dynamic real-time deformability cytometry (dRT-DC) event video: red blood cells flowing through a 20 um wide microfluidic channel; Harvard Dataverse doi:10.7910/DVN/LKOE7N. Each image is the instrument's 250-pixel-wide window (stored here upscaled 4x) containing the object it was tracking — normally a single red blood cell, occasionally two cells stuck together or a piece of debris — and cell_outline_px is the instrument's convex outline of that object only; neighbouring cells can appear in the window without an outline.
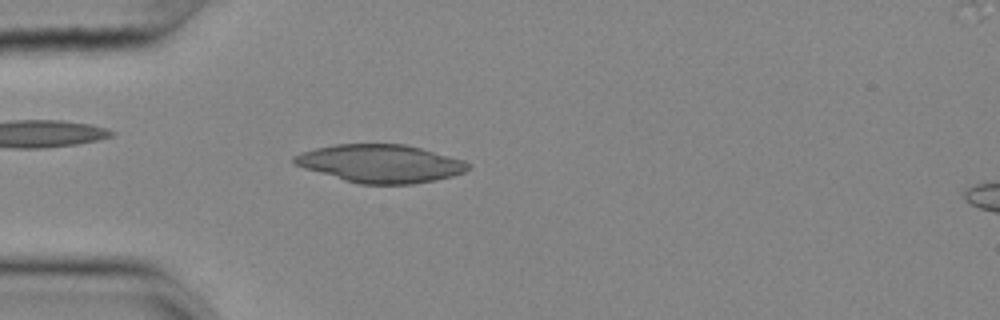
{"species": "common noctule bat (a hibernating species)", "species_latin": "Nyctalus noctula", "temperature_condition": "cold", "stored_images_in_passage": 54, "camera_frame_rate_fps": 3000, "um_per_image_px": 0.085, "animal": {"sex": "female", "body_mass_g": 25.1}, "frame": {"image": 1, "passage_image": 15, "time_ms": 4.667, "image_size_px": [1000, 320], "cell_outline_px": [[472, 168], [464, 172], [452, 176], [436, 180], [412, 184], [360, 184], [344, 180], [304, 168], [292, 164], [292, 156], [300, 152], [316, 148], [336, 144], [404, 144], [420, 148], [464, 160], [472, 164]], "centroid_in_image_um": [32.34, 13.9], "position_along_channel_um": 52.7, "area_um2": 38.61}}
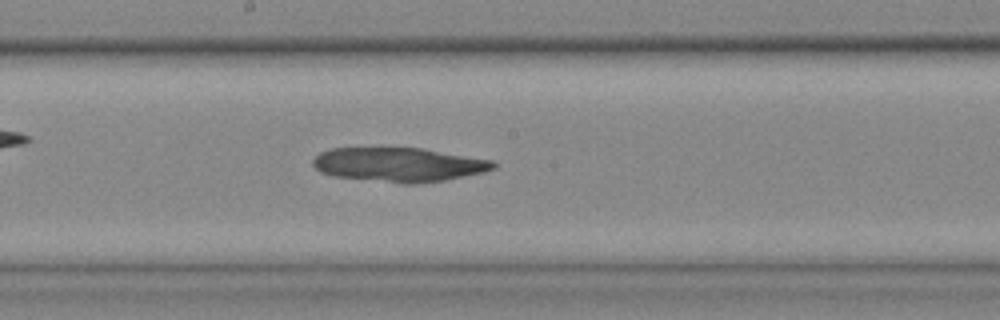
{"frame": {"image": 2, "passage_image": 29, "time_ms": 9.333, "image_size_px": [1000, 320], "cell_outline_px": [[496, 168], [484, 172], [444, 180], [416, 184], [404, 184], [332, 176], [320, 172], [312, 164], [312, 160], [320, 152], [332, 148], [424, 148], [492, 160], [496, 164]], "centroid_in_image_um": [33.9, 13.99], "position_along_channel_um": 214.3, "area_um2": 36.07}}
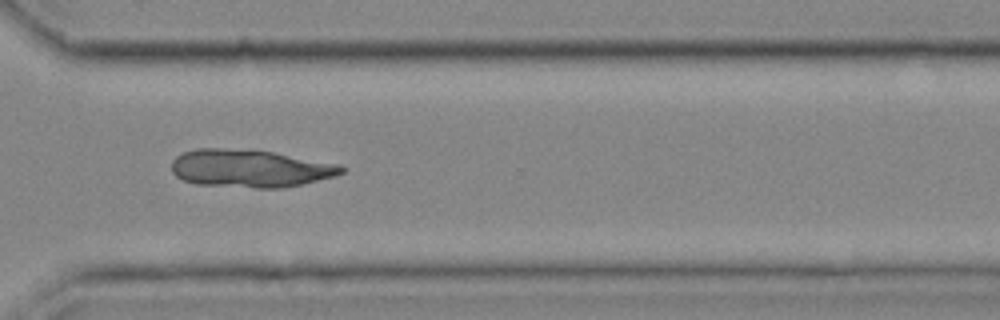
{"frame": {"image": 3, "passage_image": 40, "time_ms": 13.0, "image_size_px": [1000, 320], "cell_outline_px": [[348, 168], [344, 172], [336, 176], [284, 188], [256, 188], [196, 184], [184, 180], [176, 176], [172, 172], [172, 160], [176, 156], [184, 152], [196, 148], [224, 148], [272, 152], [340, 164]], "centroid_in_image_um": [21.27, 14.32], "position_along_channel_um": 349.3, "area_um2": 37.45}}